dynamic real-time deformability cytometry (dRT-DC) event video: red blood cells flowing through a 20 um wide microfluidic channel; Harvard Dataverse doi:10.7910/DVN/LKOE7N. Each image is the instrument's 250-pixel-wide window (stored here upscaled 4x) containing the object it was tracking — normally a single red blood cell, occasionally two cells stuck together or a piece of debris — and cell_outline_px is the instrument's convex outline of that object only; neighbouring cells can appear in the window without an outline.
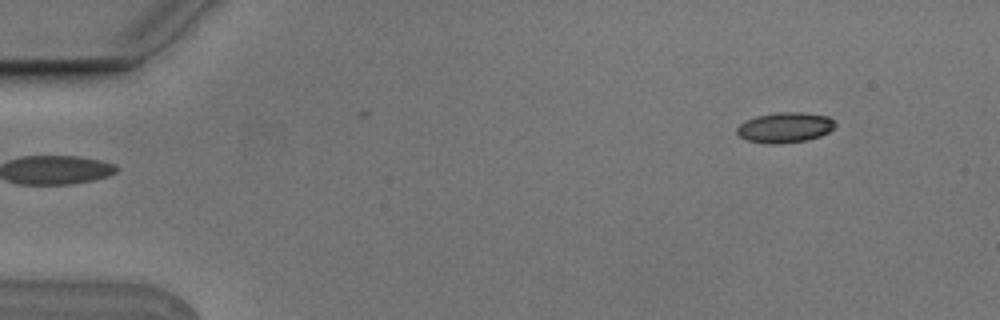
{"species": "Egyptian fruit bat (a non-hibernating species)", "species_latin": "Rousettus aegyptiacus", "temperature_condition": "cold", "stored_images_in_passage": 5, "segment_of_instrument_passage": [1, 2], "camera_frame_rate_fps": 3000, "um_per_image_px": 0.085, "animal": {"sex": "male"}, "frame": {"image": 1, "passage_image": 1, "time_ms": 0.0, "image_size_px": [1000, 320], "cell_outline_px": [[836, 124], [828, 132], [820, 136], [808, 140], [776, 144], [768, 144], [744, 140], [736, 132], [736, 128], [744, 120], [756, 116], [776, 112], [800, 112], [828, 116]], "centroid_in_image_um": [66.67, 10.84], "position_along_channel_um": 18.3, "area_um2": 17.46}}